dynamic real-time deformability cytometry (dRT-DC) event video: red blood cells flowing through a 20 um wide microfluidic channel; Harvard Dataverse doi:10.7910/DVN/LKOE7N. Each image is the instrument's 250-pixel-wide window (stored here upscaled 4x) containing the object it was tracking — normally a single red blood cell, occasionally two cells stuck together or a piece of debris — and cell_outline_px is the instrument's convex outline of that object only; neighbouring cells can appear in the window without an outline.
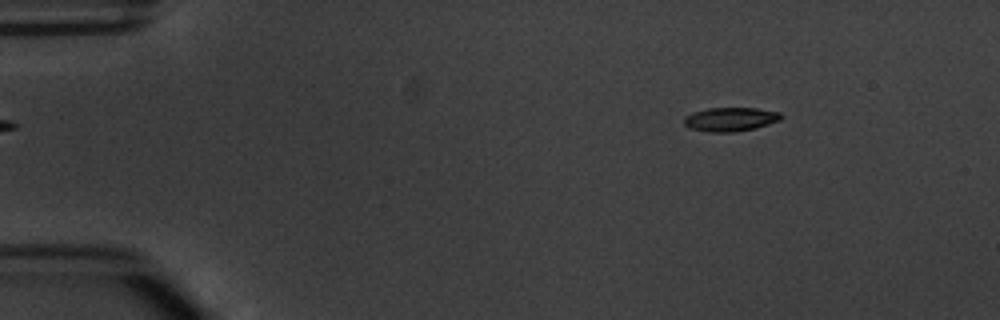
{"species": "common noctule bat (a hibernating species)", "species_latin": "Nyctalus noctula", "temperature_condition": "warm", "stored_images_in_passage": 4, "camera_frame_rate_fps": 3000, "um_per_image_px": 0.085, "animal": {"sex": "male", "body_mass_g": 20.1, "forearm_length_mm": 53.5}, "frame": {"image": 1, "passage_image": 2, "time_ms": 1.333, "image_size_px": [1000, 320], "cell_outline_px": [[784, 116], [780, 120], [756, 128], [736, 132], [708, 132], [692, 128], [684, 124], [684, 116], [692, 112], [708, 108], [756, 108], [780, 112]], "centroid_in_image_um": [62.1, 10.13], "position_along_channel_um": 22.9, "area_um2": 13.58}}